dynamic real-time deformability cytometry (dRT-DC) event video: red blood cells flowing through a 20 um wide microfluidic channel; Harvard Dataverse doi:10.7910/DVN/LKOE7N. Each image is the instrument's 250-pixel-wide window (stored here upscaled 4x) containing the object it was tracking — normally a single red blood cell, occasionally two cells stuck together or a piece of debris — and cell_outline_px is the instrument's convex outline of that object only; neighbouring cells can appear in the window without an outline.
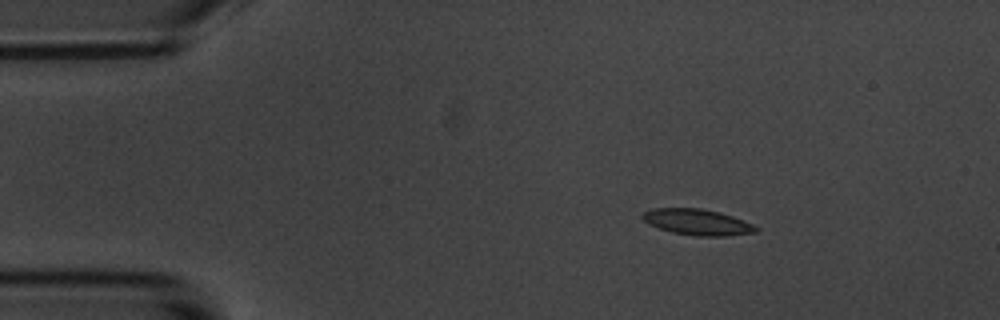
{"species": "common noctule bat (a hibernating species)", "species_latin": "Nyctalus noctula", "temperature_condition": "room temperature", "stored_images_in_passage": 55, "camera_frame_rate_fps": 3000, "um_per_image_px": 0.085, "animal": {"sex": "male", "body_mass_g": 20.1, "forearm_length_mm": 53.5}, "frame": {"image": 1, "passage_image": 8, "time_ms": 2.333, "image_size_px": [1000, 320], "cell_outline_px": [[760, 228], [756, 232], [724, 236], [696, 236], [672, 232], [648, 224], [640, 216], [644, 212], [652, 208], [700, 208], [720, 212], [732, 216], [752, 224]], "centroid_in_image_um": [59.26, 18.87], "position_along_channel_um": 25.7, "area_um2": 17.11}}
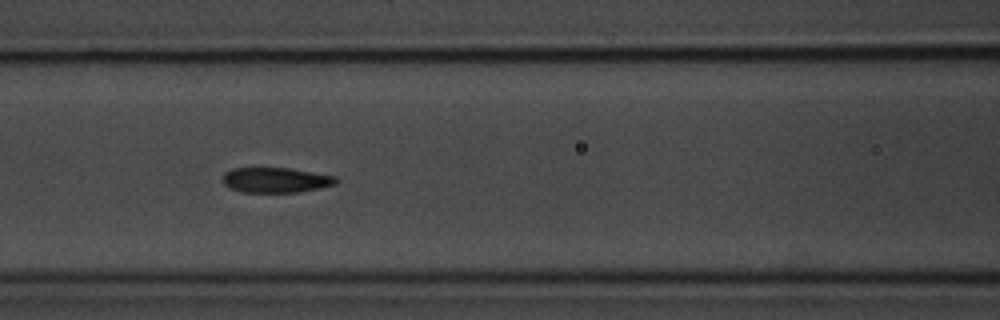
{"frame": {"image": 2, "passage_image": 23, "time_ms": 7.333, "image_size_px": [1000, 320], "cell_outline_px": [[336, 184], [320, 188], [300, 192], [240, 192], [224, 184], [220, 180], [224, 172], [232, 168], [288, 168], [336, 176]], "centroid_in_image_um": [23.39, 15.3], "position_along_channel_um": 143.2, "area_um2": 16.65}}
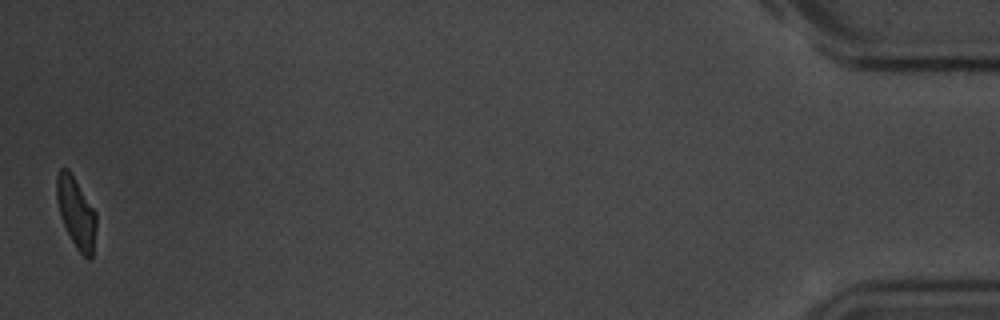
{"frame": {"image": 3, "passage_image": 55, "time_ms": 18.0, "image_size_px": [1000, 320], "cell_outline_px": [[96, 228], [92, 256], [88, 260], [76, 248], [60, 216], [56, 200], [56, 176], [60, 168], [68, 168], [96, 212]], "centroid_in_image_um": [6.46, 18.05], "position_along_channel_um": 428.7, "area_um2": 16.18}, "authors_computed_cell_mechanics": {"area_um2": 17.1088, "velocity_mm_per_s": 3.5581, "shape_relaxation_time_tau1_ms": 3.1014, "shape_relaxation_time_tau2_ms": 2.6113, "deformation_change_tau1": 0.1641, "deformation_change_tau2": 0.0844}}